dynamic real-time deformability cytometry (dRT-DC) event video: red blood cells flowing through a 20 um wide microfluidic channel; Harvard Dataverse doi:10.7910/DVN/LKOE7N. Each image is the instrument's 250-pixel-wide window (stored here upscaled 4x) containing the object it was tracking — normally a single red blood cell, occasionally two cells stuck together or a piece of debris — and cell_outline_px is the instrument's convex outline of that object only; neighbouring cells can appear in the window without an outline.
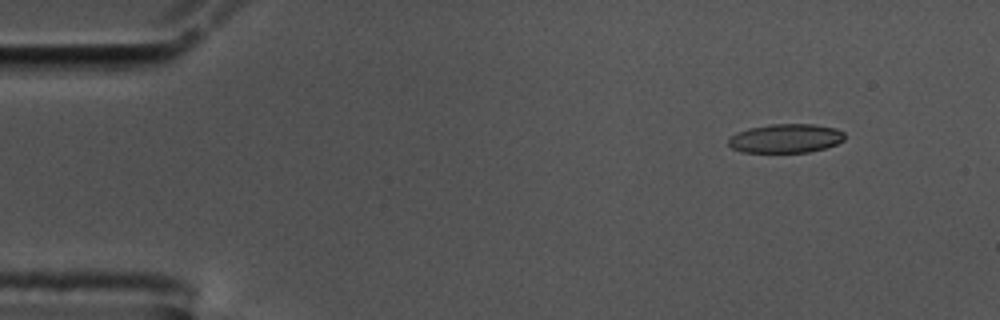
{"species": "common noctule bat (a hibernating species)", "species_latin": "Nyctalus noctula", "temperature_condition": "cold", "stored_images_in_passage": 51, "camera_frame_rate_fps": 3000, "um_per_image_px": 0.085, "animal": {"sex": "male", "body_mass_g": 17.5, "forearm_length_mm": 52.3}, "frame": {"image": 1, "passage_image": 1, "time_ms": 0.0, "image_size_px": [1000, 320], "cell_outline_px": [[844, 140], [836, 144], [824, 148], [808, 152], [740, 152], [732, 148], [728, 144], [728, 136], [736, 132], [748, 128], [772, 124], [812, 124], [836, 128], [844, 132]], "centroid_in_image_um": [66.75, 11.76], "position_along_channel_um": 18.3, "area_um2": 19.71}}
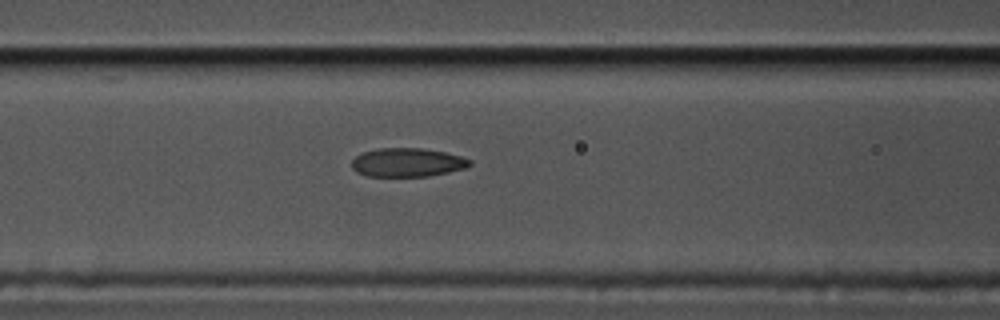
{"frame": {"image": 2, "passage_image": 18, "time_ms": 5.667, "image_size_px": [1000, 320], "cell_outline_px": [[472, 164], [464, 168], [448, 172], [428, 176], [368, 176], [356, 172], [352, 168], [352, 160], [356, 156], [364, 152], [376, 148], [424, 148], [444, 152], [460, 156], [472, 160]], "centroid_in_image_um": [34.62, 13.8], "position_along_channel_um": 132.0, "area_um2": 19.71}}
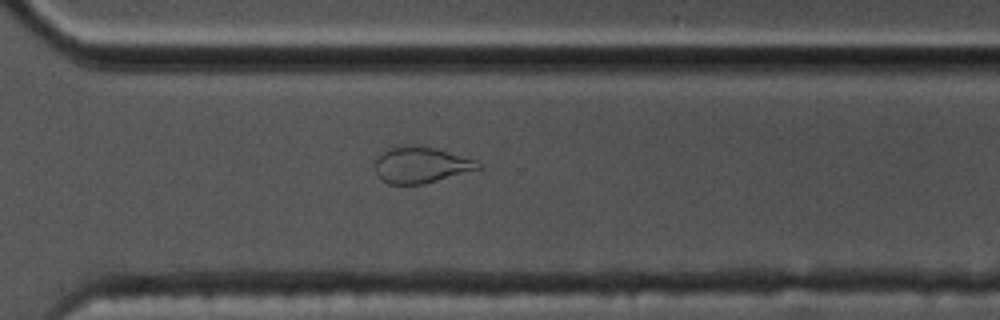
{"frame": {"image": 3, "passage_image": 35, "time_ms": 11.333, "image_size_px": [1000, 320], "cell_outline_px": [[484, 168], [424, 184], [388, 184], [380, 180], [376, 172], [376, 160], [388, 148], [412, 144], [420, 144], [436, 148], [476, 160]], "centroid_in_image_um": [35.81, 14.02], "position_along_channel_um": 334.8, "area_um2": 21.91}, "authors_computed_cell_mechanics": {"area_um2": 20.6346, "velocity_mm_per_s": 3.5856, "shape_relaxation_time_tau1_ms": null, "shape_relaxation_time_tau2_ms": 1.9976, "deformation_change_tau1": null, "deformation_change_tau2": 0.0922}}